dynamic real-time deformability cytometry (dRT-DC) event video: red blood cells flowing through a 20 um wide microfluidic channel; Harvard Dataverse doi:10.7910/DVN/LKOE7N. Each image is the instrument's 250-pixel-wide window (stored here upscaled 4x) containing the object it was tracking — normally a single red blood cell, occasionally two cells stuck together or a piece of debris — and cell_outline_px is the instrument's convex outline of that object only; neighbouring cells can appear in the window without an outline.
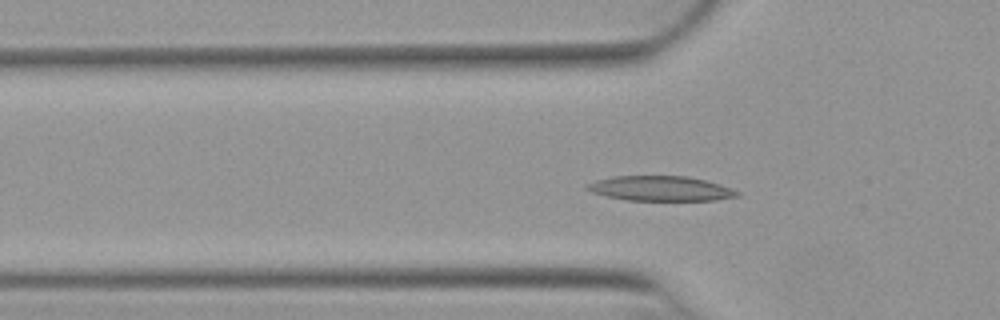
{"species": "Egyptian fruit bat (a non-hibernating species)", "species_latin": "Rousettus aegyptiacus", "temperature_condition": "warm", "stored_images_in_passage": 49, "camera_frame_rate_fps": 3000, "um_per_image_px": 0.085, "animal": {"sex": "female"}, "frame": {"image": 1, "passage_image": 13, "time_ms": 4.0, "image_size_px": [1000, 320], "cell_outline_px": [[740, 196], [716, 200], [628, 200], [608, 196], [592, 192], [584, 188], [584, 184], [596, 180], [616, 176], [688, 176], [720, 184], [740, 192]], "centroid_in_image_um": [56.14, 16.02], "position_along_channel_um": 69.7, "area_um2": 21.68}}
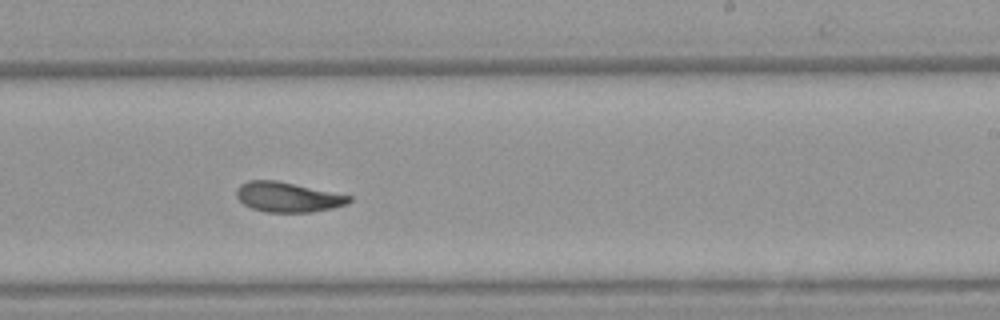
{"frame": {"image": 2, "passage_image": 28, "time_ms": 9.0, "image_size_px": [1000, 320], "cell_outline_px": [[352, 200], [348, 204], [332, 208], [312, 212], [264, 212], [252, 208], [244, 204], [236, 196], [236, 188], [240, 184], [248, 180], [276, 180], [352, 196]], "centroid_in_image_um": [24.45, 16.75], "position_along_channel_um": 264.6, "area_um2": 19.65}}
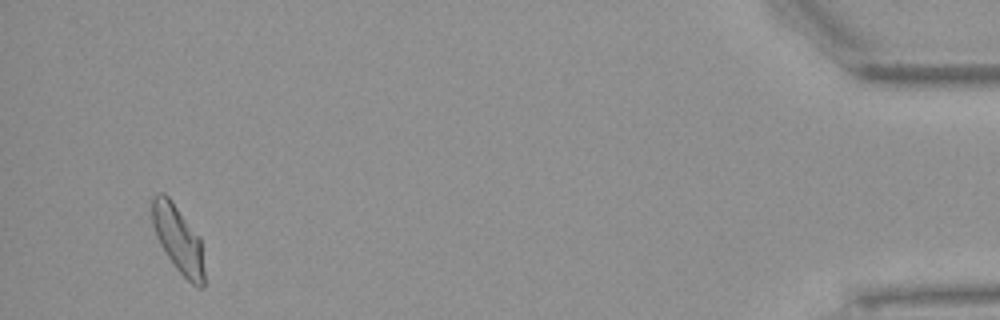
{"frame": {"image": 3, "passage_image": 46, "time_ms": 15.0, "image_size_px": [1000, 320], "cell_outline_px": [[204, 288], [200, 288], [192, 284], [176, 268], [160, 244], [156, 236], [152, 224], [152, 196], [156, 192], [164, 192], [172, 200], [200, 236], [204, 272]], "centroid_in_image_um": [15.14, 20.29], "position_along_channel_um": 420.1, "area_um2": 20.46}, "authors_computed_cell_mechanics": {"area_um2": 20.1722, "velocity_mm_per_s": 3.9094, "shape_relaxation_time_tau1_ms": 9.4004, "shape_relaxation_time_tau2_ms": 2.2851, "deformation_change_tau1": 0.2353, "deformation_change_tau2": 0.0836}}